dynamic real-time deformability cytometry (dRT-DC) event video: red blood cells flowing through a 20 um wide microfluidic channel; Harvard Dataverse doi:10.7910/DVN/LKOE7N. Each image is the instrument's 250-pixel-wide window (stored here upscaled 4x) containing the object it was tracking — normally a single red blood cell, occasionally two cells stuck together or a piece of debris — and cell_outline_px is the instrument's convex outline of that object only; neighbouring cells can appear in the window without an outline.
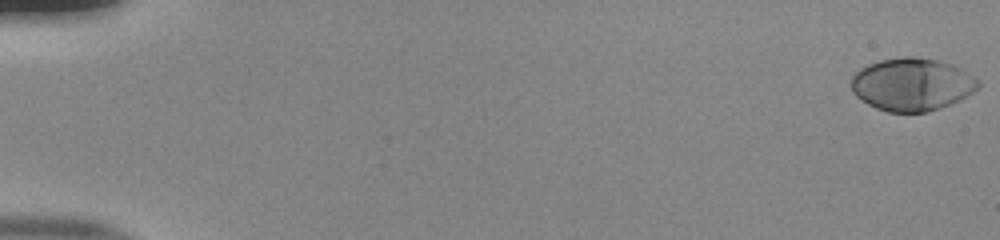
{"species": "human", "species_latin": "Homo sapiens", "temperature_condition": "room temperature", "stored_images_in_passage": 54, "camera_frame_rate_fps": 3000, "um_per_image_px": 0.085, "donor": {"sex": "male"}, "frame": {"image": 1, "passage_image": 1, "time_ms": 0.0, "image_size_px": [1000, 240], "cell_outline_px": [[980, 84], [972, 92], [952, 104], [928, 112], [888, 112], [876, 108], [868, 104], [856, 96], [852, 92], [852, 76], [860, 68], [868, 64], [880, 60], [904, 56], [916, 56], [936, 60], [952, 64], [960, 68], [980, 80]], "centroid_in_image_um": [77.51, 7.17], "position_along_channel_um": 7.5, "area_um2": 39.07}}
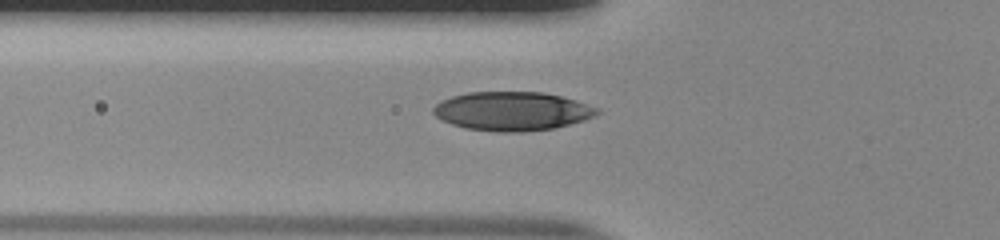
{"frame": {"image": 2, "passage_image": 21, "time_ms": 6.667, "image_size_px": [1000, 240], "cell_outline_px": [[600, 112], [596, 116], [584, 120], [552, 128], [520, 132], [496, 132], [464, 128], [452, 124], [436, 116], [432, 112], [432, 108], [436, 104], [452, 96], [468, 92], [544, 92], [576, 100], [600, 108]], "centroid_in_image_um": [43.55, 9.45], "position_along_channel_um": 82.3, "area_um2": 37.05}}
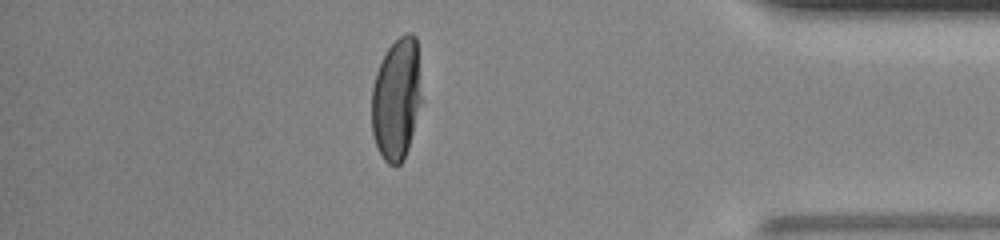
{"frame": {"image": 3, "passage_image": 48, "time_ms": 15.667, "image_size_px": [1000, 240], "cell_outline_px": [[420, 104], [408, 148], [404, 160], [396, 168], [388, 164], [384, 160], [376, 144], [372, 132], [372, 88], [376, 72], [388, 48], [400, 36], [408, 32], [412, 32], [416, 36], [420, 96]], "centroid_in_image_um": [33.68, 8.45], "position_along_channel_um": 401.5, "area_um2": 34.97}, "authors_computed_cell_mechanics": {"area_um2": 37.3677, "velocity_mm_per_s": 3.8642, "shape_relaxation_time_tau1_ms": 3.7706, "shape_relaxation_time_tau2_ms": null, "deformation_change_tau1": 0.2093, "deformation_change_tau2": null}}